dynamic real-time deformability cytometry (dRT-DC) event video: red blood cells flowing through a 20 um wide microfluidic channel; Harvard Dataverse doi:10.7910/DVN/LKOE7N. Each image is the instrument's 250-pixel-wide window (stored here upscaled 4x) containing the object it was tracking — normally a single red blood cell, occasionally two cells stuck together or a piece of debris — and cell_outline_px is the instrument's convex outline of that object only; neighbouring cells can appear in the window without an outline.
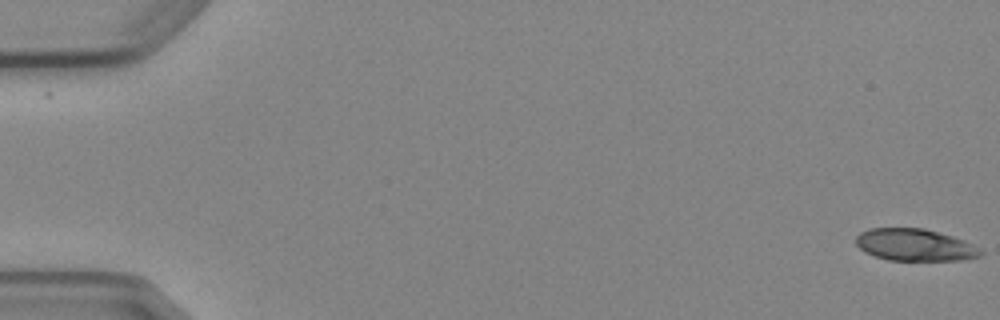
{"species": "Egyptian fruit bat (a non-hibernating species)", "species_latin": "Rousettus aegyptiacus", "temperature_condition": "cold", "stored_images_in_passage": 5, "camera_frame_rate_fps": 3000, "um_per_image_px": 0.085, "animal": {"sex": "female"}, "frame": {"image": 1, "passage_image": 1, "time_ms": 0.0, "image_size_px": [1000, 320], "cell_outline_px": [[984, 252], [980, 256], [964, 260], [888, 260], [864, 252], [856, 244], [856, 236], [860, 232], [868, 228], [924, 228], [952, 236], [964, 240], [972, 244]], "centroid_in_image_um": [77.75, 20.81], "position_along_channel_um": 7.2, "area_um2": 23.29}}
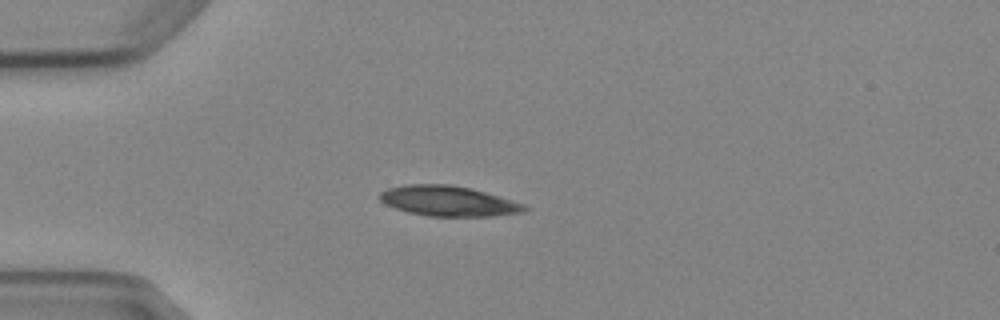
{"frame": {"image": 2, "passage_image": 5, "time_ms": 4.667, "image_size_px": [1000, 320], "cell_outline_px": [[528, 208], [524, 212], [492, 216], [428, 216], [408, 212], [384, 204], [380, 200], [380, 192], [388, 188], [408, 184], [448, 184], [468, 188], [484, 192], [524, 204]], "centroid_in_image_um": [38.08, 17.09], "position_along_channel_um": 46.9, "area_um2": 25.2}}